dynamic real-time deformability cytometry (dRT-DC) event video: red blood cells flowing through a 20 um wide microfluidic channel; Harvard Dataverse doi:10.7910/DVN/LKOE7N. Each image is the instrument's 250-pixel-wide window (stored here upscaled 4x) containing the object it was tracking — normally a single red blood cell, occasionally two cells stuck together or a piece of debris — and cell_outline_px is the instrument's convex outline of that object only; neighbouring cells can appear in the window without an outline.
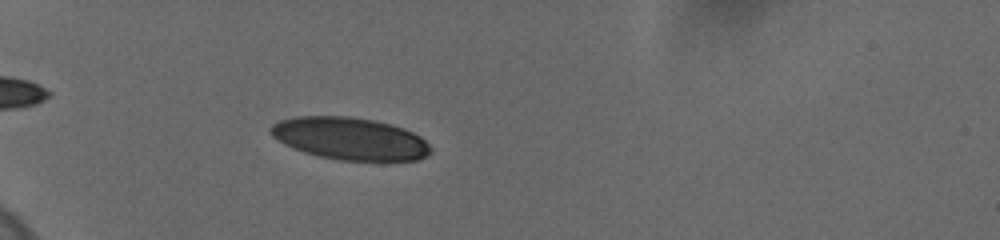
{"species": "human", "species_latin": "Homo sapiens", "temperature_condition": "cold", "stored_images_in_passage": 62, "camera_frame_rate_fps": 3000, "um_per_image_px": 0.085, "donor": {"sex": "female"}, "frame": {"image": 1, "passage_image": 24, "time_ms": 5.667, "image_size_px": [1000, 240], "cell_outline_px": [[432, 152], [428, 156], [416, 160], [340, 160], [320, 156], [304, 152], [292, 148], [284, 144], [272, 136], [268, 132], [268, 128], [272, 124], [280, 120], [296, 116], [348, 116], [376, 120], [392, 124], [404, 128], [420, 136], [432, 148]], "centroid_in_image_um": [29.73, 11.77], "position_along_channel_um": 55.3, "area_um2": 39.71}}
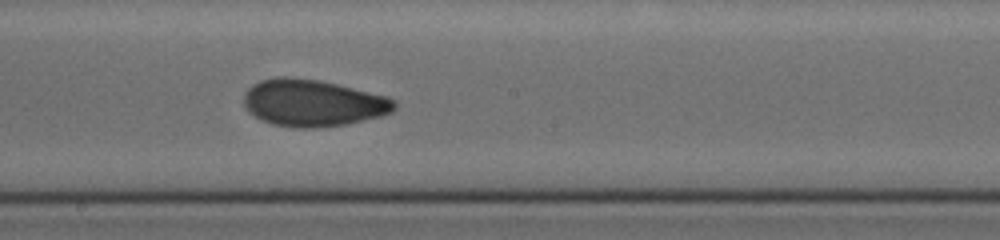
{"frame": {"image": 2, "passage_image": 46, "time_ms": 11.0, "image_size_px": [1000, 240], "cell_outline_px": [[396, 108], [392, 112], [380, 116], [364, 120], [344, 124], [312, 128], [296, 128], [272, 124], [248, 112], [244, 108], [244, 92], [252, 84], [260, 80], [280, 76], [288, 76], [320, 80], [388, 96], [396, 100]], "centroid_in_image_um": [26.58, 8.74], "position_along_channel_um": 221.6, "area_um2": 41.33}}
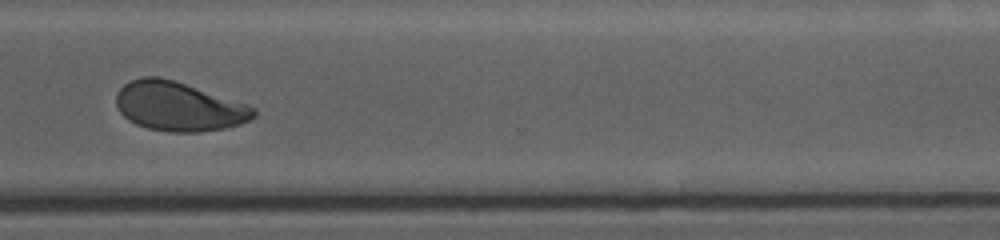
{"frame": {"image": 3, "passage_image": 61, "time_ms": 14.667, "image_size_px": [1000, 240], "cell_outline_px": [[256, 116], [240, 124], [224, 128], [200, 132], [168, 132], [148, 128], [136, 124], [128, 120], [120, 112], [116, 104], [116, 92], [124, 84], [140, 76], [160, 76], [248, 104], [256, 108]], "centroid_in_image_um": [15.17, 9.05], "position_along_channel_um": 355.4, "area_um2": 39.42}}